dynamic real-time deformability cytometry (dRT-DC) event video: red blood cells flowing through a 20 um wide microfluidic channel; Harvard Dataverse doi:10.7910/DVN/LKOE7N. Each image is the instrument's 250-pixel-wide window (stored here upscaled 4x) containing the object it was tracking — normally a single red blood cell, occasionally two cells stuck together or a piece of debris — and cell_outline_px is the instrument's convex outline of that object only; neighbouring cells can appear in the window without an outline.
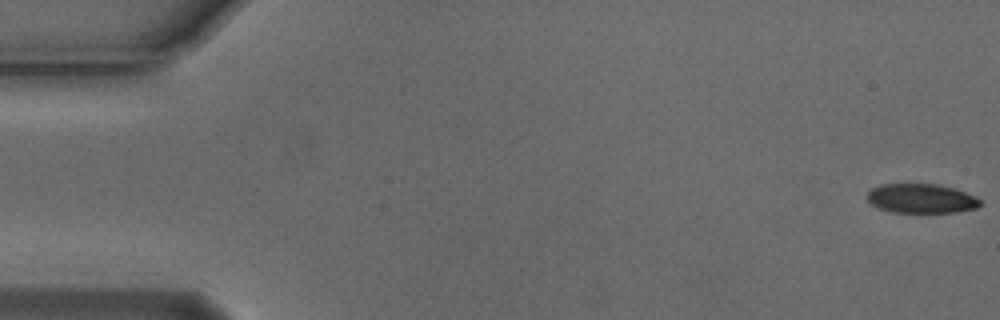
{"species": "Egyptian fruit bat (a non-hibernating species)", "species_latin": "Rousettus aegyptiacus", "temperature_condition": "cold", "stored_images_in_passage": 55, "camera_frame_rate_fps": 3000, "um_per_image_px": 0.085, "animal": {"sex": "male"}, "frame": {"image": 1, "passage_image": 1, "time_ms": 0.0, "image_size_px": [1000, 320], "cell_outline_px": [[980, 204], [976, 208], [956, 212], [892, 212], [876, 208], [868, 204], [868, 192], [872, 188], [880, 184], [936, 184], [952, 188], [976, 196], [980, 200]], "centroid_in_image_um": [78.25, 16.88], "position_along_channel_um": 6.7, "area_um2": 19.31}}
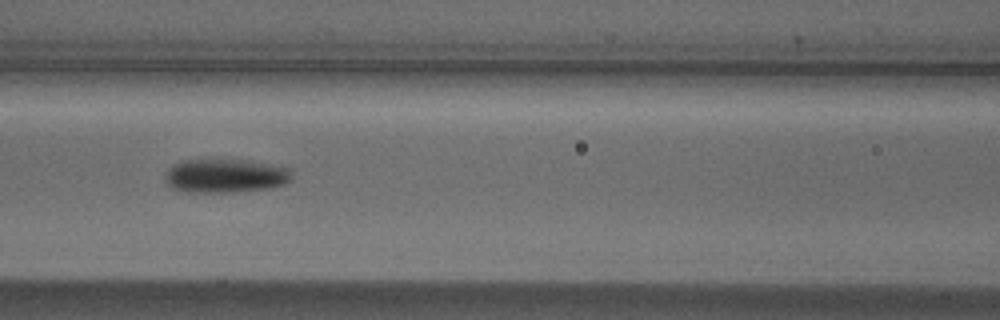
{"frame": {"image": 2, "passage_image": 24, "time_ms": 7.667, "image_size_px": [1000, 320], "cell_outline_px": [[292, 176], [284, 184], [268, 188], [232, 192], [188, 192], [172, 188], [164, 180], [164, 176], [168, 168], [172, 164], [184, 160], [244, 160], [284, 168]], "centroid_in_image_um": [19.03, 14.95], "position_along_channel_um": 147.6, "area_um2": 24.45}}
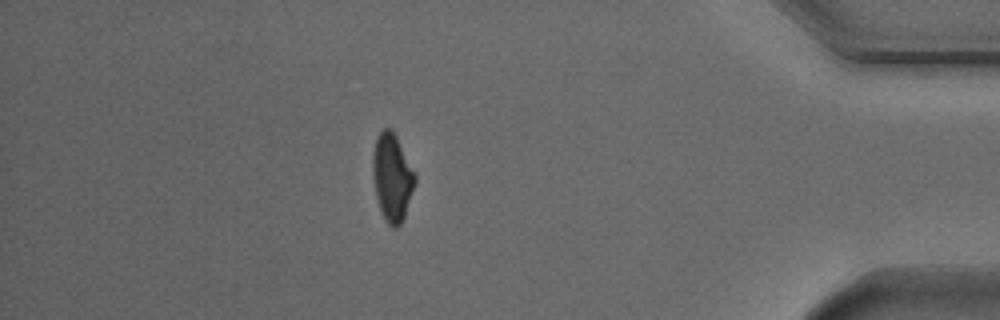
{"frame": {"image": 3, "passage_image": 48, "time_ms": 15.667, "image_size_px": [1000, 320], "cell_outline_px": [[416, 180], [404, 216], [400, 224], [396, 228], [392, 228], [384, 220], [380, 212], [376, 196], [372, 172], [372, 152], [376, 136], [384, 128], [388, 128], [396, 136], [416, 176]], "centroid_in_image_um": [33.29, 15.09], "position_along_channel_um": 401.9, "area_um2": 21.39}, "authors_computed_cell_mechanics": {"area_um2": 22.542, "velocity_mm_per_s": 3.7346, "shape_relaxation_time_tau1_ms": 4.7845, "shape_relaxation_time_tau2_ms": 6.2547, "deformation_change_tau1": 0.1326, "deformation_change_tau2": 0.1297}}